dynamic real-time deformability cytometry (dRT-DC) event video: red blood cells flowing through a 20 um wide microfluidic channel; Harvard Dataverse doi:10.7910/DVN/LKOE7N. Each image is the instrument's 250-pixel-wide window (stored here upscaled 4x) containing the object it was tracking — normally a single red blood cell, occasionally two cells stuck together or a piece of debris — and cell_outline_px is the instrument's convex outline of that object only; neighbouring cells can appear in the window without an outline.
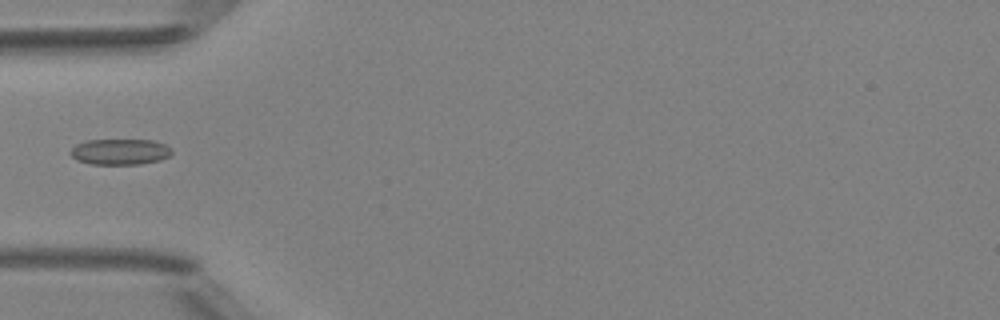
{"species": "Egyptian fruit bat (a non-hibernating species)", "species_latin": "Rousettus aegyptiacus", "temperature_condition": "room temperature", "stored_images_in_passage": 5, "camera_frame_rate_fps": 3000, "um_per_image_px": 0.085, "animal": {"sex": "female"}, "frame": {"image": 1, "passage_image": 4, "time_ms": 3.667, "image_size_px": [1000, 320], "cell_outline_px": [[172, 152], [168, 156], [160, 160], [140, 164], [92, 164], [76, 160], [68, 152], [76, 144], [84, 140], [152, 140], [164, 144]], "centroid_in_image_um": [10.14, 12.9], "position_along_channel_um": 74.9, "area_um2": 15.2}}
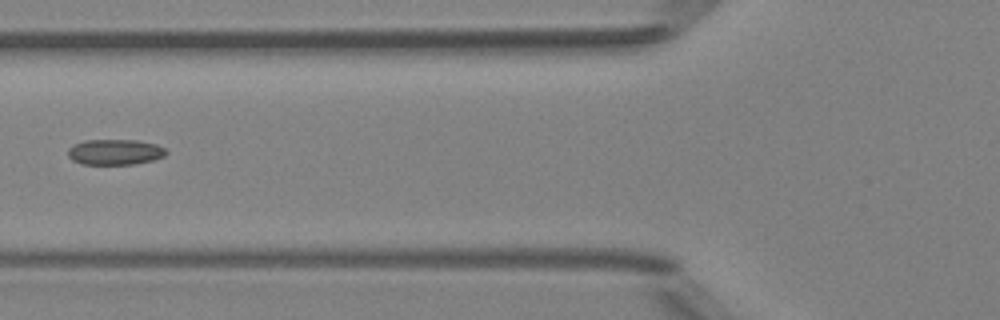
{"frame": {"image": 2, "passage_image": 5, "time_ms": 4.667, "image_size_px": [1000, 320], "cell_outline_px": [[168, 152], [164, 156], [152, 160], [132, 164], [80, 164], [72, 160], [68, 156], [68, 148], [72, 144], [84, 140], [136, 140], [156, 144], [164, 148]], "centroid_in_image_um": [9.73, 12.91], "position_along_channel_um": 116.1, "area_um2": 14.68}}